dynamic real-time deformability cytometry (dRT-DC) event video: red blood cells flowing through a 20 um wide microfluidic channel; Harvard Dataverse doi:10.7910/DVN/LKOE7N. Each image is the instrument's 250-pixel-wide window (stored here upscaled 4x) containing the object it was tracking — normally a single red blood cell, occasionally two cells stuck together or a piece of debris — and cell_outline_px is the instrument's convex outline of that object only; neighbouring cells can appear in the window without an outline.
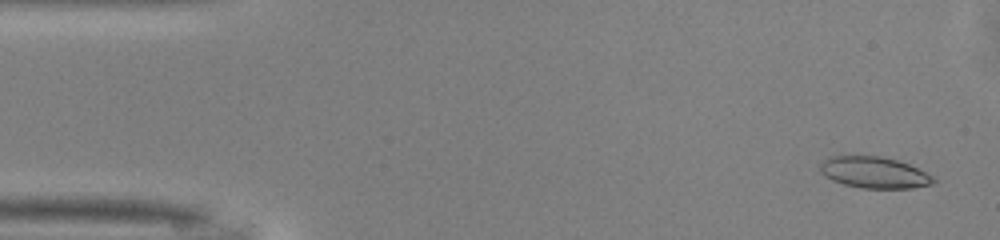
{"species": "common noctule bat (a hibernating species)", "species_latin": "Nyctalus noctula", "temperature_condition": "warm", "stored_images_in_passage": 49, "camera_frame_rate_fps": 3000, "um_per_image_px": 0.085, "animal": {"sex": "male", "body_mass_g": 13.0, "forearm_length_mm": 53.1}, "frame": {"image": 1, "passage_image": 2, "time_ms": 0.333, "image_size_px": [1000, 240], "cell_outline_px": [[936, 180], [932, 184], [912, 188], [860, 188], [844, 184], [832, 180], [820, 172], [820, 164], [828, 156], [880, 156], [896, 160], [908, 164], [932, 176]], "centroid_in_image_um": [74.28, 14.66], "position_along_channel_um": 10.7, "area_um2": 20.52}}
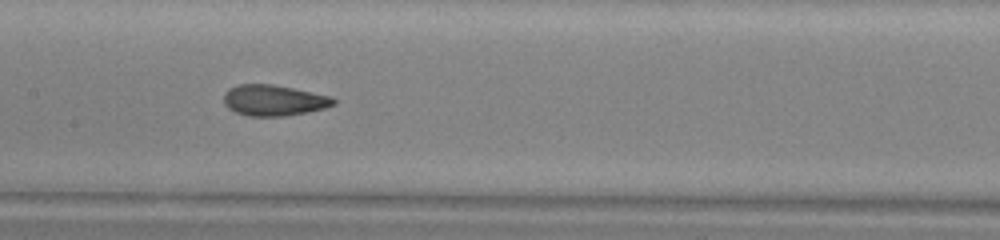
{"frame": {"image": 2, "passage_image": 23, "time_ms": 7.333, "image_size_px": [1000, 240], "cell_outline_px": [[336, 104], [324, 108], [308, 112], [284, 116], [248, 116], [236, 112], [228, 108], [224, 104], [224, 92], [228, 88], [236, 84], [272, 84], [332, 96], [336, 100]], "centroid_in_image_um": [23.26, 8.52], "position_along_channel_um": 184.1, "area_um2": 19.88}}
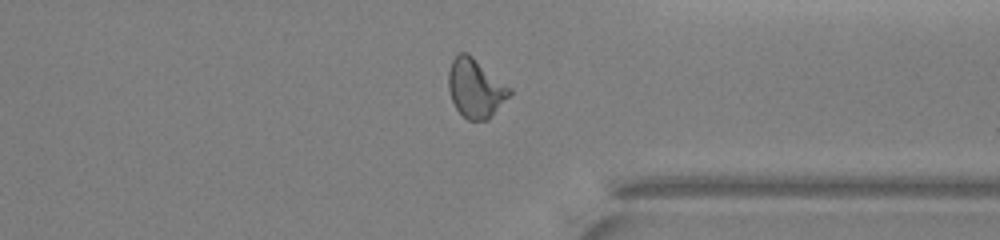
{"frame": {"image": 3, "passage_image": 37, "time_ms": 12.0, "image_size_px": [1000, 240], "cell_outline_px": [[512, 96], [488, 120], [468, 120], [456, 108], [452, 100], [448, 88], [448, 72], [452, 60], [460, 52], [468, 52], [512, 88]], "centroid_in_image_um": [40.46, 7.5], "position_along_channel_um": 370.9, "area_um2": 21.27}, "authors_computed_cell_mechanics": {"area_um2": 20.5768, "velocity_mm_per_s": 4.1078, "shape_relaxation_time_tau1_ms": 6.4318, "shape_relaxation_time_tau2_ms": 1.3682, "deformation_change_tau1": 0.176, "deformation_change_tau2": 0.0678}}